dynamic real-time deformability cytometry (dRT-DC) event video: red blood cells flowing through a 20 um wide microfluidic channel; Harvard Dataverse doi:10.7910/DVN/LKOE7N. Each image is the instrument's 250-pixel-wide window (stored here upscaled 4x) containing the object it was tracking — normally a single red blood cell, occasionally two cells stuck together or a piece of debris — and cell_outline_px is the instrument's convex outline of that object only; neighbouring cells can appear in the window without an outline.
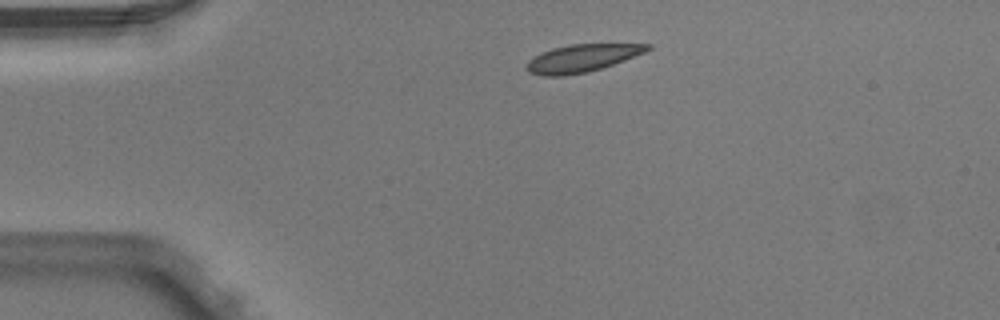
{"species": "Egyptian fruit bat (a non-hibernating species)", "species_latin": "Rousettus aegyptiacus", "temperature_condition": "warm", "stored_images_in_passage": 3, "camera_frame_rate_fps": 3000, "um_per_image_px": 0.085, "animal": {"sex": "male"}, "frame": {"image": 1, "passage_image": 1, "time_ms": 0.0, "image_size_px": [1000, 320], "cell_outline_px": [[652, 48], [644, 52], [624, 60], [588, 72], [564, 76], [540, 76], [528, 72], [524, 68], [528, 60], [552, 48], [572, 44], [652, 44]], "centroid_in_image_um": [49.42, 4.96], "position_along_channel_um": 35.6, "area_um2": 19.31}}
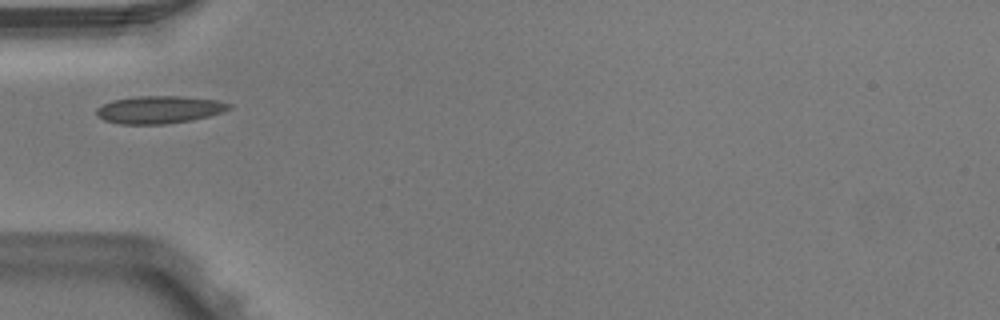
{"frame": {"image": 2, "passage_image": 2, "time_ms": 0.333, "image_size_px": [1000, 320], "cell_outline_px": [[232, 108], [208, 116], [192, 120], [164, 124], [120, 124], [104, 120], [96, 116], [96, 108], [112, 100], [136, 96], [180, 96], [216, 100], [232, 104]], "centroid_in_image_um": [13.51, 9.32], "position_along_channel_um": 71.5, "area_um2": 21.27}}
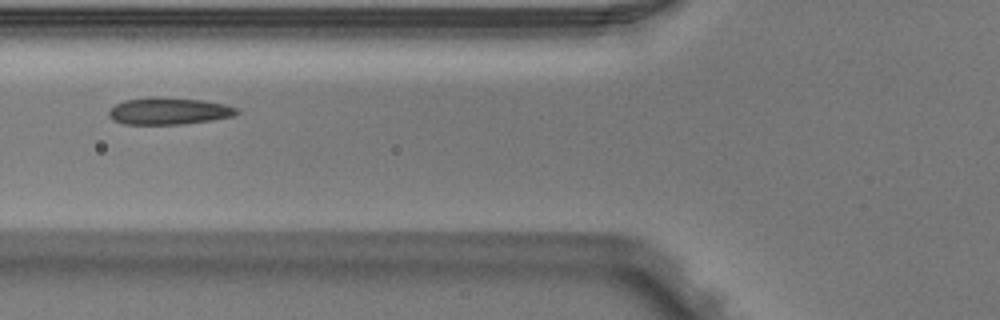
{"frame": {"image": 3, "passage_image": 3, "time_ms": 0.667, "image_size_px": [1000, 320], "cell_outline_px": [[240, 112], [232, 116], [212, 120], [184, 124], [124, 124], [112, 120], [108, 116], [108, 112], [116, 104], [124, 100], [148, 96], [160, 96], [204, 100], [224, 104], [240, 108]], "centroid_in_image_um": [14.35, 9.42], "position_along_channel_um": 111.4, "area_um2": 20.46}}